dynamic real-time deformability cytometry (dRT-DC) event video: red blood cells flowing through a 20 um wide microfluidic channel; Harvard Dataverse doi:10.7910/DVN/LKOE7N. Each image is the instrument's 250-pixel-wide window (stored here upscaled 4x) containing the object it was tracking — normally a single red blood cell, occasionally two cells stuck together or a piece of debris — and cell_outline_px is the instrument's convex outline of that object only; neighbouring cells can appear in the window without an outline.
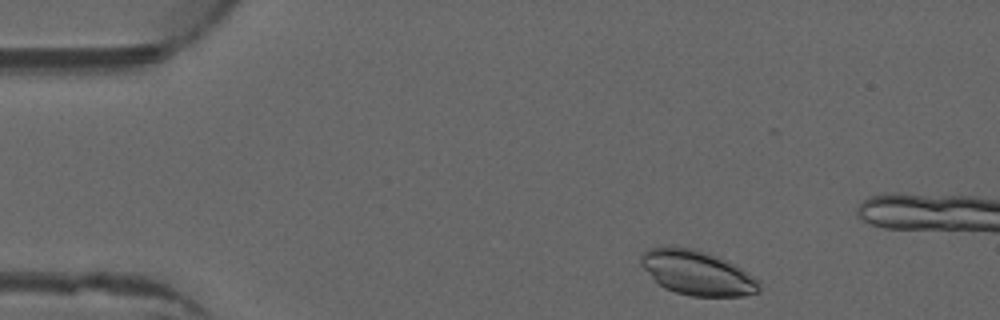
{"species": "common noctule bat (a hibernating species)", "species_latin": "Nyctalus noctula", "temperature_condition": "warm", "stored_images_in_passage": 46, "camera_frame_rate_fps": 3000, "um_per_image_px": 0.085, "animal": {"sex": "male", "forearm_length_mm": 52.5}, "frame": {"image": 1, "passage_image": 2, "time_ms": 0.333, "image_size_px": [1000, 320], "cell_outline_px": [[760, 292], [744, 296], [692, 296], [676, 292], [664, 288], [640, 264], [640, 256], [648, 248], [664, 244], [692, 248], [716, 256], [740, 268], [760, 280]], "centroid_in_image_um": [59.24, 23.17], "position_along_channel_um": 25.8, "area_um2": 30.69}}
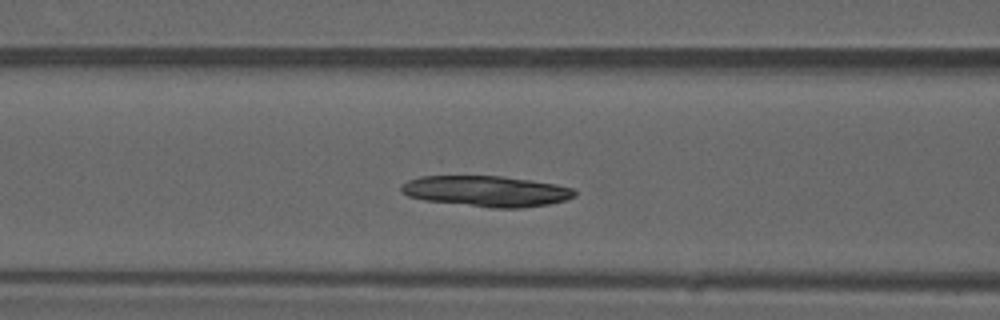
{"frame": {"image": 2, "passage_image": 15, "time_ms": 4.667, "image_size_px": [1000, 320], "cell_outline_px": [[576, 196], [564, 200], [548, 204], [520, 208], [492, 208], [424, 200], [408, 196], [400, 192], [400, 184], [408, 180], [420, 176], [504, 176], [556, 184], [572, 188], [576, 192]], "centroid_in_image_um": [41.31, 16.25], "position_along_channel_um": 125.3, "area_um2": 31.21}}
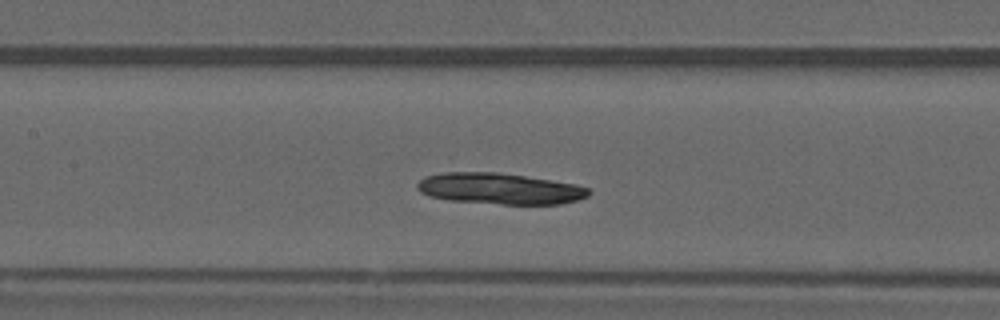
{"frame": {"image": 3, "passage_image": 18, "time_ms": 5.667, "image_size_px": [1000, 320], "cell_outline_px": [[592, 192], [588, 196], [576, 200], [560, 204], [500, 204], [452, 200], [428, 196], [420, 192], [416, 188], [416, 184], [424, 176], [444, 172], [496, 172], [552, 180], [576, 184], [588, 188]], "centroid_in_image_um": [42.46, 16.03], "position_along_channel_um": 164.9, "area_um2": 31.1}}